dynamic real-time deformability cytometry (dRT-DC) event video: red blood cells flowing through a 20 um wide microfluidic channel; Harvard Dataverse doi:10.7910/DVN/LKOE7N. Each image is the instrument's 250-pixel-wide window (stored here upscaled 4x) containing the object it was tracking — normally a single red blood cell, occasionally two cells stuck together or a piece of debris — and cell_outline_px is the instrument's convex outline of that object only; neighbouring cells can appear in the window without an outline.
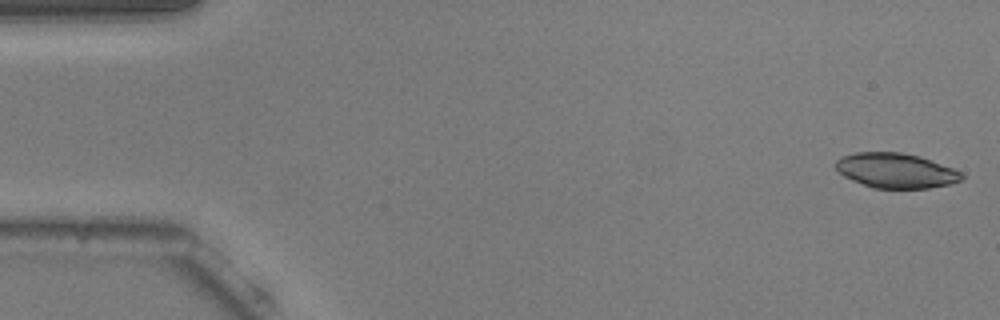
{"species": "common noctule bat (a hibernating species)", "species_latin": "Nyctalus noctula", "temperature_condition": "warm", "stored_images_in_passage": 47, "camera_frame_rate_fps": 3000, "um_per_image_px": 0.085, "animal": {"sex": "male", "body_mass_g": 20.5, "forearm_length_mm": 52.5}, "frame": {"image": 1, "passage_image": 1, "time_ms": 0.0, "image_size_px": [1000, 320], "cell_outline_px": [[964, 180], [948, 184], [928, 188], [872, 188], [852, 180], [844, 176], [836, 168], [836, 160], [840, 156], [856, 152], [900, 152], [920, 156], [952, 168], [960, 172], [964, 176]], "centroid_in_image_um": [76.13, 14.49], "position_along_channel_um": 8.9, "area_um2": 25.55}}
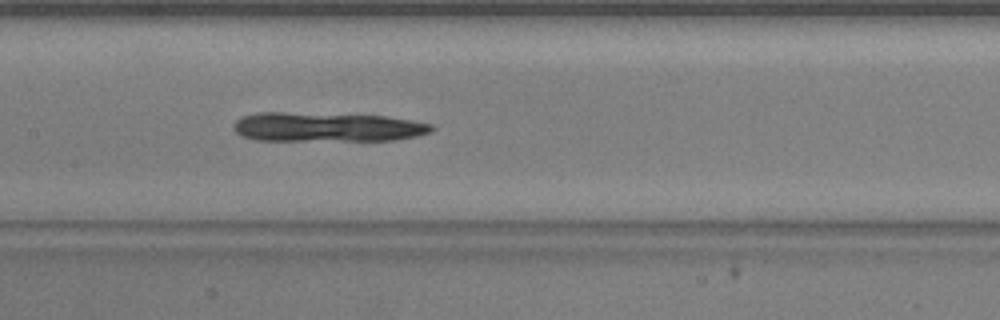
{"frame": {"image": 2, "passage_image": 25, "time_ms": 8.0, "image_size_px": [1000, 320], "cell_outline_px": [[436, 128], [432, 132], [416, 136], [396, 140], [256, 140], [240, 136], [232, 128], [232, 124], [240, 116], [256, 112], [284, 112], [388, 116], [412, 120], [432, 124]], "centroid_in_image_um": [27.77, 10.79], "position_along_channel_um": 179.6, "area_um2": 34.22}}
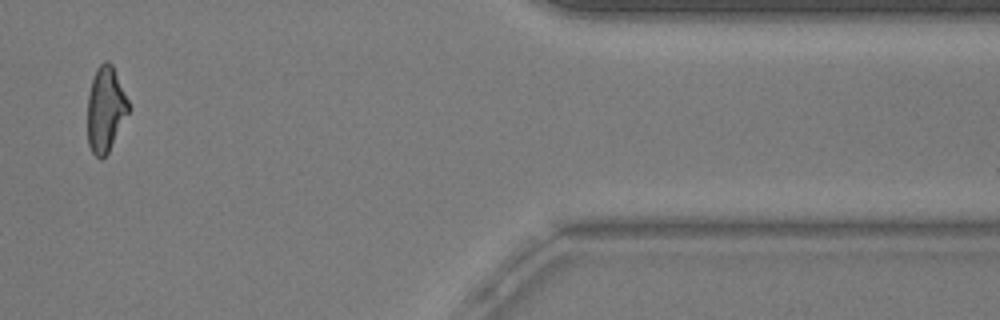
{"frame": {"image": 3, "passage_image": 40, "time_ms": 13.0, "image_size_px": [1000, 320], "cell_outline_px": [[132, 108], [108, 152], [100, 160], [92, 152], [88, 144], [88, 96], [92, 80], [100, 64], [104, 60], [108, 60], [112, 64]], "centroid_in_image_um": [9.0, 9.29], "position_along_channel_um": 402.4, "area_um2": 20.4}}